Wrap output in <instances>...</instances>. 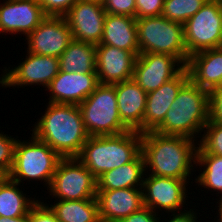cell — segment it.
Instances as JSON below:
<instances>
[{"label": "cell", "instance_id": "12", "mask_svg": "<svg viewBox=\"0 0 222 222\" xmlns=\"http://www.w3.org/2000/svg\"><path fill=\"white\" fill-rule=\"evenodd\" d=\"M26 40L27 52L59 58L73 36L64 16H46Z\"/></svg>", "mask_w": 222, "mask_h": 222}, {"label": "cell", "instance_id": "41", "mask_svg": "<svg viewBox=\"0 0 222 222\" xmlns=\"http://www.w3.org/2000/svg\"><path fill=\"white\" fill-rule=\"evenodd\" d=\"M218 1H219L220 10H221V13H222V0H218Z\"/></svg>", "mask_w": 222, "mask_h": 222}, {"label": "cell", "instance_id": "16", "mask_svg": "<svg viewBox=\"0 0 222 222\" xmlns=\"http://www.w3.org/2000/svg\"><path fill=\"white\" fill-rule=\"evenodd\" d=\"M139 52L110 45H96V74L100 84H116L133 78Z\"/></svg>", "mask_w": 222, "mask_h": 222}, {"label": "cell", "instance_id": "28", "mask_svg": "<svg viewBox=\"0 0 222 222\" xmlns=\"http://www.w3.org/2000/svg\"><path fill=\"white\" fill-rule=\"evenodd\" d=\"M207 0H164L162 15L171 21L184 24L195 15Z\"/></svg>", "mask_w": 222, "mask_h": 222}, {"label": "cell", "instance_id": "31", "mask_svg": "<svg viewBox=\"0 0 222 222\" xmlns=\"http://www.w3.org/2000/svg\"><path fill=\"white\" fill-rule=\"evenodd\" d=\"M108 14L127 15L136 18L135 0H101Z\"/></svg>", "mask_w": 222, "mask_h": 222}, {"label": "cell", "instance_id": "22", "mask_svg": "<svg viewBox=\"0 0 222 222\" xmlns=\"http://www.w3.org/2000/svg\"><path fill=\"white\" fill-rule=\"evenodd\" d=\"M110 45L130 52H139L136 18L106 13L100 44Z\"/></svg>", "mask_w": 222, "mask_h": 222}, {"label": "cell", "instance_id": "29", "mask_svg": "<svg viewBox=\"0 0 222 222\" xmlns=\"http://www.w3.org/2000/svg\"><path fill=\"white\" fill-rule=\"evenodd\" d=\"M203 135L198 140L197 154H215L222 156V125L208 121Z\"/></svg>", "mask_w": 222, "mask_h": 222}, {"label": "cell", "instance_id": "20", "mask_svg": "<svg viewBox=\"0 0 222 222\" xmlns=\"http://www.w3.org/2000/svg\"><path fill=\"white\" fill-rule=\"evenodd\" d=\"M115 91L122 123L142 134L147 93L133 79L116 83Z\"/></svg>", "mask_w": 222, "mask_h": 222}, {"label": "cell", "instance_id": "7", "mask_svg": "<svg viewBox=\"0 0 222 222\" xmlns=\"http://www.w3.org/2000/svg\"><path fill=\"white\" fill-rule=\"evenodd\" d=\"M78 106L89 136L116 135L129 131L120 119L115 84H99Z\"/></svg>", "mask_w": 222, "mask_h": 222}, {"label": "cell", "instance_id": "36", "mask_svg": "<svg viewBox=\"0 0 222 222\" xmlns=\"http://www.w3.org/2000/svg\"><path fill=\"white\" fill-rule=\"evenodd\" d=\"M158 213L159 212H153L150 208L144 206L119 222H159L160 215H158Z\"/></svg>", "mask_w": 222, "mask_h": 222}, {"label": "cell", "instance_id": "15", "mask_svg": "<svg viewBox=\"0 0 222 222\" xmlns=\"http://www.w3.org/2000/svg\"><path fill=\"white\" fill-rule=\"evenodd\" d=\"M46 17L38 0H5L0 3V34H30Z\"/></svg>", "mask_w": 222, "mask_h": 222}, {"label": "cell", "instance_id": "34", "mask_svg": "<svg viewBox=\"0 0 222 222\" xmlns=\"http://www.w3.org/2000/svg\"><path fill=\"white\" fill-rule=\"evenodd\" d=\"M136 19L162 15L164 0H135Z\"/></svg>", "mask_w": 222, "mask_h": 222}, {"label": "cell", "instance_id": "24", "mask_svg": "<svg viewBox=\"0 0 222 222\" xmlns=\"http://www.w3.org/2000/svg\"><path fill=\"white\" fill-rule=\"evenodd\" d=\"M60 71L96 73V45L73 40L59 57Z\"/></svg>", "mask_w": 222, "mask_h": 222}, {"label": "cell", "instance_id": "3", "mask_svg": "<svg viewBox=\"0 0 222 222\" xmlns=\"http://www.w3.org/2000/svg\"><path fill=\"white\" fill-rule=\"evenodd\" d=\"M209 107V92L189 79L179 90L163 122L154 131L197 141L209 121Z\"/></svg>", "mask_w": 222, "mask_h": 222}, {"label": "cell", "instance_id": "8", "mask_svg": "<svg viewBox=\"0 0 222 222\" xmlns=\"http://www.w3.org/2000/svg\"><path fill=\"white\" fill-rule=\"evenodd\" d=\"M47 190L56 200L92 199L96 198L97 180L78 158H62Z\"/></svg>", "mask_w": 222, "mask_h": 222}, {"label": "cell", "instance_id": "13", "mask_svg": "<svg viewBox=\"0 0 222 222\" xmlns=\"http://www.w3.org/2000/svg\"><path fill=\"white\" fill-rule=\"evenodd\" d=\"M73 40L100 44L106 11L101 0H78L64 15Z\"/></svg>", "mask_w": 222, "mask_h": 222}, {"label": "cell", "instance_id": "14", "mask_svg": "<svg viewBox=\"0 0 222 222\" xmlns=\"http://www.w3.org/2000/svg\"><path fill=\"white\" fill-rule=\"evenodd\" d=\"M184 67L174 56L142 53L136 57L132 79L149 93L174 78Z\"/></svg>", "mask_w": 222, "mask_h": 222}, {"label": "cell", "instance_id": "40", "mask_svg": "<svg viewBox=\"0 0 222 222\" xmlns=\"http://www.w3.org/2000/svg\"><path fill=\"white\" fill-rule=\"evenodd\" d=\"M218 205L219 206H216V207H219L218 208V212H217V222H222V200H218ZM219 215V216H218Z\"/></svg>", "mask_w": 222, "mask_h": 222}, {"label": "cell", "instance_id": "27", "mask_svg": "<svg viewBox=\"0 0 222 222\" xmlns=\"http://www.w3.org/2000/svg\"><path fill=\"white\" fill-rule=\"evenodd\" d=\"M196 166L198 168L203 167L202 173H199L195 182L198 186L213 190L217 193L222 194V156L215 154H197ZM220 200H222V195H220Z\"/></svg>", "mask_w": 222, "mask_h": 222}, {"label": "cell", "instance_id": "23", "mask_svg": "<svg viewBox=\"0 0 222 222\" xmlns=\"http://www.w3.org/2000/svg\"><path fill=\"white\" fill-rule=\"evenodd\" d=\"M145 173V160L140 152L131 162L99 176L97 190L142 188Z\"/></svg>", "mask_w": 222, "mask_h": 222}, {"label": "cell", "instance_id": "18", "mask_svg": "<svg viewBox=\"0 0 222 222\" xmlns=\"http://www.w3.org/2000/svg\"><path fill=\"white\" fill-rule=\"evenodd\" d=\"M101 222H119L144 207L142 188L97 190Z\"/></svg>", "mask_w": 222, "mask_h": 222}, {"label": "cell", "instance_id": "2", "mask_svg": "<svg viewBox=\"0 0 222 222\" xmlns=\"http://www.w3.org/2000/svg\"><path fill=\"white\" fill-rule=\"evenodd\" d=\"M32 134L62 158H77L89 135L78 105L50 103Z\"/></svg>", "mask_w": 222, "mask_h": 222}, {"label": "cell", "instance_id": "35", "mask_svg": "<svg viewBox=\"0 0 222 222\" xmlns=\"http://www.w3.org/2000/svg\"><path fill=\"white\" fill-rule=\"evenodd\" d=\"M209 120L222 125V85L209 92Z\"/></svg>", "mask_w": 222, "mask_h": 222}, {"label": "cell", "instance_id": "26", "mask_svg": "<svg viewBox=\"0 0 222 222\" xmlns=\"http://www.w3.org/2000/svg\"><path fill=\"white\" fill-rule=\"evenodd\" d=\"M21 185L10 178L0 185V216L19 217L29 213L31 207L38 201L36 198H28ZM24 192V193H23Z\"/></svg>", "mask_w": 222, "mask_h": 222}, {"label": "cell", "instance_id": "6", "mask_svg": "<svg viewBox=\"0 0 222 222\" xmlns=\"http://www.w3.org/2000/svg\"><path fill=\"white\" fill-rule=\"evenodd\" d=\"M31 140L17 139L10 179L22 181H44L49 188L58 162L62 159L47 143L31 134Z\"/></svg>", "mask_w": 222, "mask_h": 222}, {"label": "cell", "instance_id": "32", "mask_svg": "<svg viewBox=\"0 0 222 222\" xmlns=\"http://www.w3.org/2000/svg\"><path fill=\"white\" fill-rule=\"evenodd\" d=\"M28 222H59V220L48 204L38 200L28 213Z\"/></svg>", "mask_w": 222, "mask_h": 222}, {"label": "cell", "instance_id": "30", "mask_svg": "<svg viewBox=\"0 0 222 222\" xmlns=\"http://www.w3.org/2000/svg\"><path fill=\"white\" fill-rule=\"evenodd\" d=\"M4 132L0 133V166L11 172L14 162V149L17 138H14Z\"/></svg>", "mask_w": 222, "mask_h": 222}, {"label": "cell", "instance_id": "1", "mask_svg": "<svg viewBox=\"0 0 222 222\" xmlns=\"http://www.w3.org/2000/svg\"><path fill=\"white\" fill-rule=\"evenodd\" d=\"M194 141L185 136L162 135L155 131L142 133L141 152L146 174L190 179L193 167L196 169L198 141Z\"/></svg>", "mask_w": 222, "mask_h": 222}, {"label": "cell", "instance_id": "5", "mask_svg": "<svg viewBox=\"0 0 222 222\" xmlns=\"http://www.w3.org/2000/svg\"><path fill=\"white\" fill-rule=\"evenodd\" d=\"M136 26L139 54L171 55L186 66L189 56L184 41V24L159 15L138 18Z\"/></svg>", "mask_w": 222, "mask_h": 222}, {"label": "cell", "instance_id": "33", "mask_svg": "<svg viewBox=\"0 0 222 222\" xmlns=\"http://www.w3.org/2000/svg\"><path fill=\"white\" fill-rule=\"evenodd\" d=\"M78 0H38L46 16H64Z\"/></svg>", "mask_w": 222, "mask_h": 222}, {"label": "cell", "instance_id": "19", "mask_svg": "<svg viewBox=\"0 0 222 222\" xmlns=\"http://www.w3.org/2000/svg\"><path fill=\"white\" fill-rule=\"evenodd\" d=\"M188 80L189 73L184 67L174 78L165 82L155 91L147 93L143 133L154 131L163 122L179 90Z\"/></svg>", "mask_w": 222, "mask_h": 222}, {"label": "cell", "instance_id": "38", "mask_svg": "<svg viewBox=\"0 0 222 222\" xmlns=\"http://www.w3.org/2000/svg\"><path fill=\"white\" fill-rule=\"evenodd\" d=\"M0 222H28V214L13 218L0 216Z\"/></svg>", "mask_w": 222, "mask_h": 222}, {"label": "cell", "instance_id": "17", "mask_svg": "<svg viewBox=\"0 0 222 222\" xmlns=\"http://www.w3.org/2000/svg\"><path fill=\"white\" fill-rule=\"evenodd\" d=\"M96 73L59 71L46 91L50 103L80 105L99 85Z\"/></svg>", "mask_w": 222, "mask_h": 222}, {"label": "cell", "instance_id": "25", "mask_svg": "<svg viewBox=\"0 0 222 222\" xmlns=\"http://www.w3.org/2000/svg\"><path fill=\"white\" fill-rule=\"evenodd\" d=\"M50 205L59 222H101L96 198L57 200Z\"/></svg>", "mask_w": 222, "mask_h": 222}, {"label": "cell", "instance_id": "11", "mask_svg": "<svg viewBox=\"0 0 222 222\" xmlns=\"http://www.w3.org/2000/svg\"><path fill=\"white\" fill-rule=\"evenodd\" d=\"M188 180L145 174L142 185L144 206L153 212L164 210L169 214L185 210Z\"/></svg>", "mask_w": 222, "mask_h": 222}, {"label": "cell", "instance_id": "21", "mask_svg": "<svg viewBox=\"0 0 222 222\" xmlns=\"http://www.w3.org/2000/svg\"><path fill=\"white\" fill-rule=\"evenodd\" d=\"M185 67L188 70L189 79L210 92L222 85V47L193 54Z\"/></svg>", "mask_w": 222, "mask_h": 222}, {"label": "cell", "instance_id": "9", "mask_svg": "<svg viewBox=\"0 0 222 222\" xmlns=\"http://www.w3.org/2000/svg\"><path fill=\"white\" fill-rule=\"evenodd\" d=\"M184 41L188 56L222 47V13L218 0H207L184 23Z\"/></svg>", "mask_w": 222, "mask_h": 222}, {"label": "cell", "instance_id": "37", "mask_svg": "<svg viewBox=\"0 0 222 222\" xmlns=\"http://www.w3.org/2000/svg\"><path fill=\"white\" fill-rule=\"evenodd\" d=\"M173 216L172 218H170L171 220L168 222H198L197 220V212L196 210L194 211L193 209L188 210H184L181 212H177V213H172L169 217ZM161 216L159 217V222H161L160 219Z\"/></svg>", "mask_w": 222, "mask_h": 222}, {"label": "cell", "instance_id": "10", "mask_svg": "<svg viewBox=\"0 0 222 222\" xmlns=\"http://www.w3.org/2000/svg\"><path fill=\"white\" fill-rule=\"evenodd\" d=\"M25 60L16 67H4L0 85L5 88L43 86L47 88L60 71L59 58L27 52Z\"/></svg>", "mask_w": 222, "mask_h": 222}, {"label": "cell", "instance_id": "4", "mask_svg": "<svg viewBox=\"0 0 222 222\" xmlns=\"http://www.w3.org/2000/svg\"><path fill=\"white\" fill-rule=\"evenodd\" d=\"M141 141L142 134L132 130L116 135L89 136L77 158L97 179L131 162L141 152Z\"/></svg>", "mask_w": 222, "mask_h": 222}, {"label": "cell", "instance_id": "39", "mask_svg": "<svg viewBox=\"0 0 222 222\" xmlns=\"http://www.w3.org/2000/svg\"><path fill=\"white\" fill-rule=\"evenodd\" d=\"M10 178V173L0 166V185H3Z\"/></svg>", "mask_w": 222, "mask_h": 222}]
</instances>
